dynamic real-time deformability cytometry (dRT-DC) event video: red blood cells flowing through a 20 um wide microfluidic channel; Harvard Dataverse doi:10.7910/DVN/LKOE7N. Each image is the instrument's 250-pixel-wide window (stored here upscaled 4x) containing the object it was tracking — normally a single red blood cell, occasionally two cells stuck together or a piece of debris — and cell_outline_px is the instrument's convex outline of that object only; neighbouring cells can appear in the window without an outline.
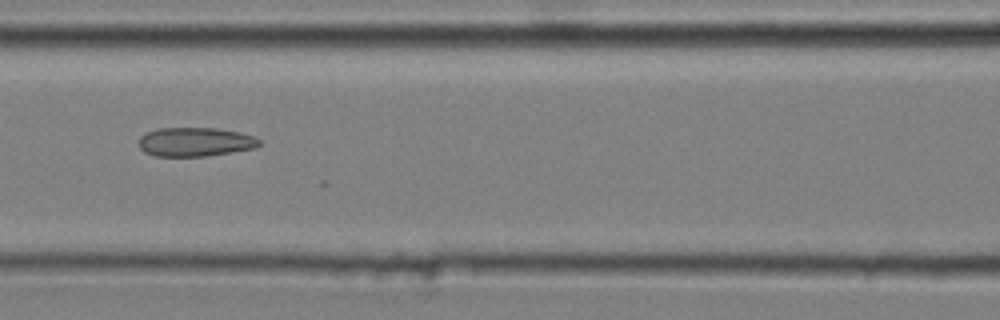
{"species": "common noctule bat (a hibernating species)", "species_latin": "Nyctalus noctula", "temperature_condition": "cold", "stored_images_in_passage": 8, "camera_frame_rate_fps": 3000, "um_per_image_px": 0.085, "animal": {"sex": "male", "body_mass_g": 20.4}, "frame": {"image": 1, "passage_image": 6, "time_ms": 1.667, "image_size_px": [1000, 320], "cell_outline_px": [[264, 144], [256, 148], [208, 156], [156, 156], [144, 152], [140, 148], [140, 136], [156, 128], [216, 128], [240, 132], [256, 136]], "centroid_in_image_um": [16.66, 12.06], "position_along_channel_um": 149.9, "area_um2": 20.58}}
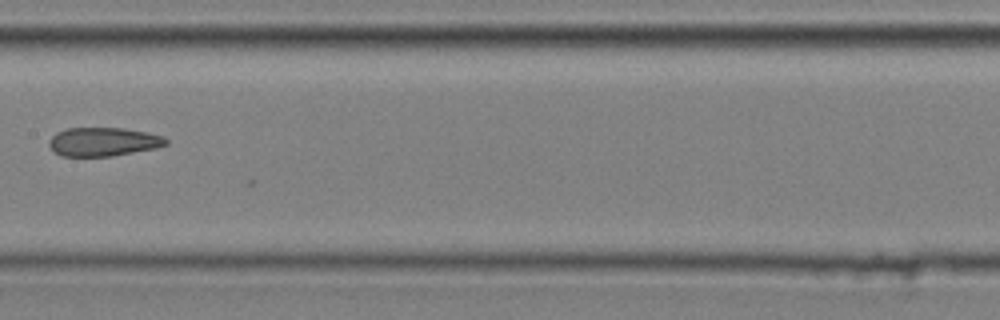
{"frame": {"image": 2, "passage_image": 7, "time_ms": 2.0, "image_size_px": [1000, 320], "cell_outline_px": [[168, 144], [156, 148], [112, 156], [60, 156], [52, 152], [48, 144], [48, 140], [56, 132], [68, 128], [124, 128], [148, 132], [164, 136], [168, 140]], "centroid_in_image_um": [8.76, 12.05], "position_along_channel_um": 198.6, "area_um2": 19.83}}
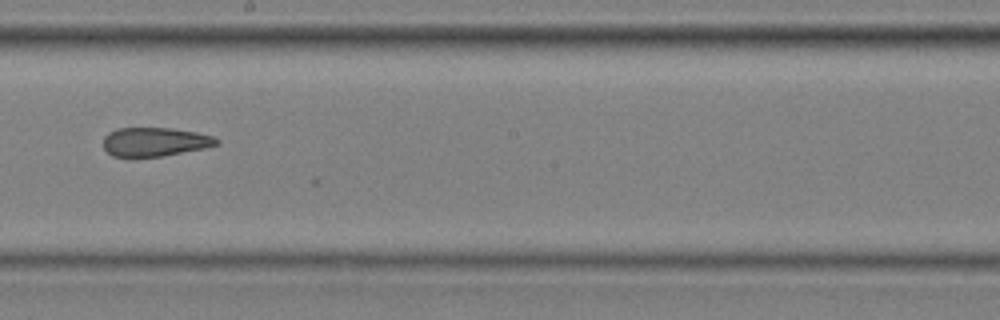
{"frame": {"image": 3, "passage_image": 8, "time_ms": 2.333, "image_size_px": [1000, 320], "cell_outline_px": [[220, 144], [204, 148], [164, 156], [112, 156], [104, 148], [104, 136], [108, 132], [116, 128], [168, 128], [196, 132], [212, 136], [220, 140]], "centroid_in_image_um": [13.17, 12.05], "position_along_channel_um": 235.0, "area_um2": 18.96}}